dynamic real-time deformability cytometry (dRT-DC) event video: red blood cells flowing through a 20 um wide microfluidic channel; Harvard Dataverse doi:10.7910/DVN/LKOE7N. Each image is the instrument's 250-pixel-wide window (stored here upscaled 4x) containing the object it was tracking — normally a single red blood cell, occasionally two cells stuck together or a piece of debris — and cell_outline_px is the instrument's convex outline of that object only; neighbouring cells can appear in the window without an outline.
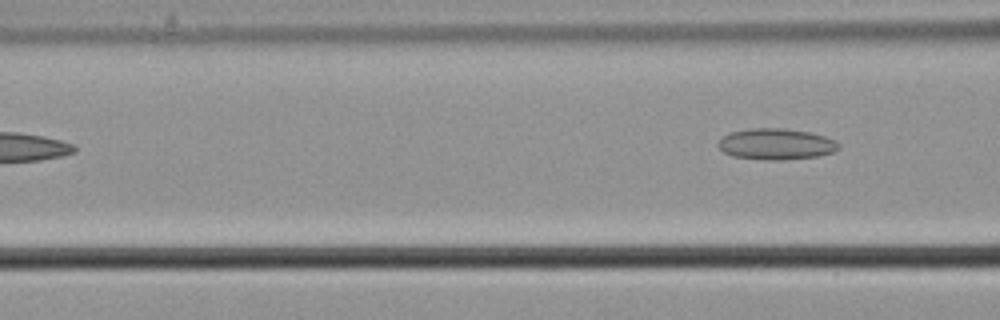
{"species": "common noctule bat (a hibernating species)", "species_latin": "Nyctalus noctula", "temperature_condition": "cold", "stored_images_in_passage": 3, "camera_frame_rate_fps": 3000, "um_per_image_px": 0.085, "animal": {"sex": "male", "body_mass_g": 21.5, "forearm_length_mm": 52.0}, "frame": {"image": 1, "passage_image": 3, "time_ms": 0.667, "image_size_px": [1000, 320], "cell_outline_px": [[840, 148], [832, 152], [820, 156], [784, 160], [768, 160], [732, 156], [724, 152], [716, 144], [728, 132], [748, 128], [784, 128], [808, 132], [824, 136], [836, 140], [840, 144]], "centroid_in_image_um": [65.97, 12.24], "position_along_channel_um": 100.6, "area_um2": 22.02}}